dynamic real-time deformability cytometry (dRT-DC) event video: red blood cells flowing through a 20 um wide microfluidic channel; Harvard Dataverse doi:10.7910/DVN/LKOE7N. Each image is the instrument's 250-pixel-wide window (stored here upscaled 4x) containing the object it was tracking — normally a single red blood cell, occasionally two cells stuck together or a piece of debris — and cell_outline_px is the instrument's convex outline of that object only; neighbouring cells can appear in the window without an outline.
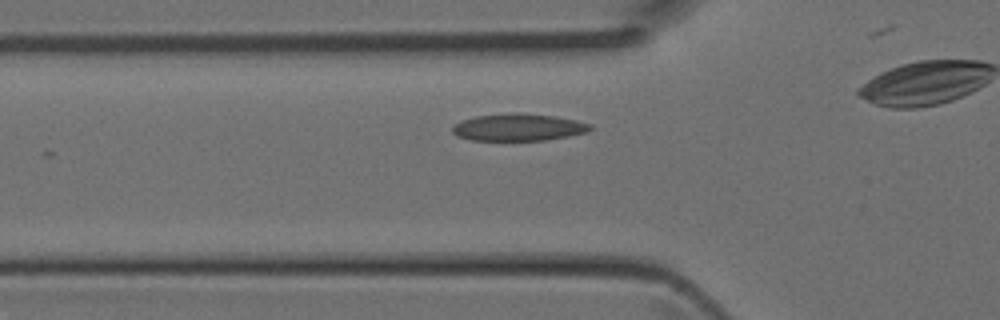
{"species": "Egyptian fruit bat (a non-hibernating species)", "species_latin": "Rousettus aegyptiacus", "temperature_condition": "room temperature", "stored_images_in_passage": 22, "camera_frame_rate_fps": 3000, "um_per_image_px": 0.085, "animal": {"sex": "female"}, "frame": {"image": 1, "passage_image": 5, "time_ms": 1.333, "image_size_px": [1000, 320], "cell_outline_px": [[592, 128], [588, 132], [568, 136], [544, 140], [472, 140], [456, 136], [452, 132], [452, 128], [456, 124], [464, 120], [476, 116], [508, 112], [516, 112], [556, 116], [576, 120], [592, 124]], "centroid_in_image_um": [44.09, 10.81], "position_along_channel_um": 81.7, "area_um2": 21.85}}
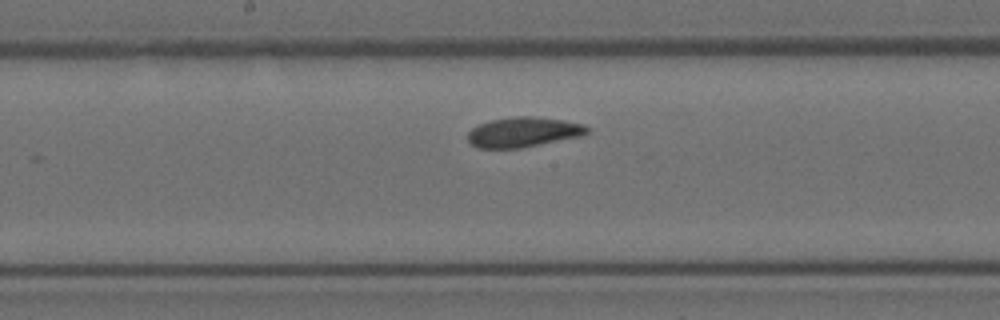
{"frame": {"image": 2, "passage_image": 13, "time_ms": 4.0, "image_size_px": [1000, 320], "cell_outline_px": [[588, 132], [584, 136], [520, 148], [476, 148], [468, 140], [468, 132], [472, 128], [480, 124], [492, 120], [512, 116], [532, 116], [564, 120], [584, 124], [588, 128]], "centroid_in_image_um": [44.51, 11.23], "position_along_channel_um": 203.7, "area_um2": 20.92}}
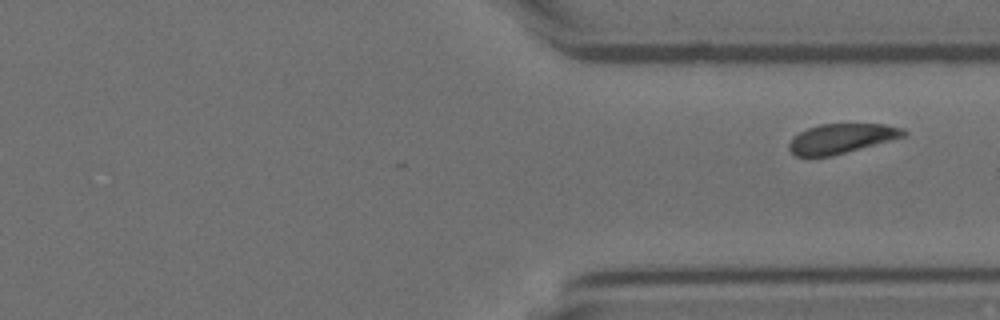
{"frame": {"image": 3, "passage_image": 22, "time_ms": 7.0, "image_size_px": [1000, 320], "cell_outline_px": [[908, 132], [904, 136], [832, 156], [796, 156], [788, 148], [788, 144], [792, 136], [808, 128], [820, 124], [884, 124], [904, 128]], "centroid_in_image_um": [71.49, 11.76], "position_along_channel_um": 339.9, "area_um2": 19.65}}